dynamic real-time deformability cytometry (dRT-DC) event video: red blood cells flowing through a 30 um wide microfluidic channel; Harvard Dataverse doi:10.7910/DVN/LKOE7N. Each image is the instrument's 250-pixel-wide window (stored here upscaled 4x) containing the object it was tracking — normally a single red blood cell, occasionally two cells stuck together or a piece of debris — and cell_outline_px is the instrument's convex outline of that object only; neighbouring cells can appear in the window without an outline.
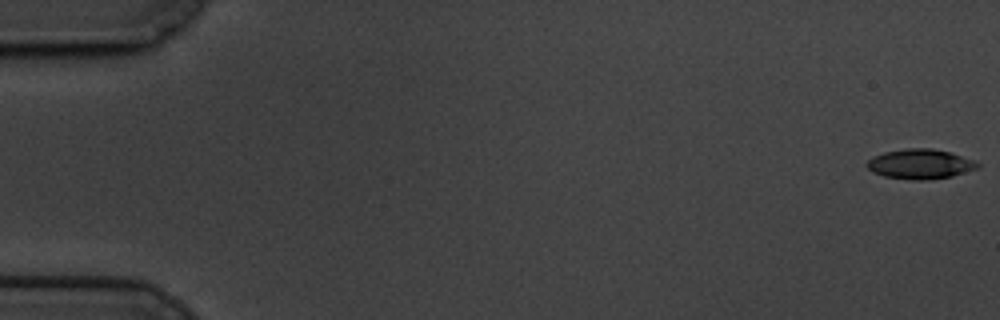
{"species": "common noctule bat (a hibernating species)", "species_latin": "Nyctalus noctula", "temperature_condition": "cold", "stored_images_in_passage": 12, "camera_frame_rate_fps": 3000, "um_per_image_px": 0.085, "animal": {"sex": "male", "body_mass_g": 19.5, "forearm_length_mm": 54.6}, "frame": {"image": 1, "passage_image": 1, "time_ms": 0.0, "image_size_px": [1000, 320], "cell_outline_px": [[980, 168], [952, 176], [928, 180], [912, 180], [884, 176], [872, 172], [864, 164], [872, 156], [884, 152], [908, 148], [932, 148], [948, 152], [972, 160], [980, 164]], "centroid_in_image_um": [78.18, 13.95], "position_along_channel_um": 6.8, "area_um2": 19.25}}